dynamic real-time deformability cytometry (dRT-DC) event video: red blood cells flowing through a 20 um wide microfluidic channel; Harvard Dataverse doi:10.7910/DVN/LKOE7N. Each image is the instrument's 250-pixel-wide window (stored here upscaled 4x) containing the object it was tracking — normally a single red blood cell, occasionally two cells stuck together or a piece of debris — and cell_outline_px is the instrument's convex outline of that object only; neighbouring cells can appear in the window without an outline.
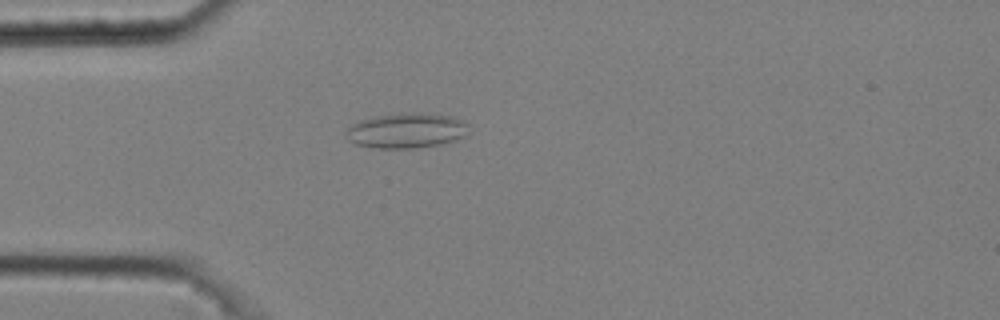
{"species": "common noctule bat (a hibernating species)", "species_latin": "Nyctalus noctula", "temperature_condition": "cold", "stored_images_in_passage": 1, "camera_frame_rate_fps": 3000, "um_per_image_px": 0.085, "animal": {"sex": "male", "body_mass_g": 20.4}, "frame": {"image": 1, "passage_image": 1, "time_ms": 0.0, "image_size_px": [1000, 320], "cell_outline_px": [[472, 124], [468, 136], [444, 144], [416, 148], [372, 148], [356, 144], [348, 140], [344, 136], [344, 132], [352, 124], [360, 120], [376, 116], [400, 112], [420, 112], [452, 116]], "centroid_in_image_um": [34.61, 11.09], "position_along_channel_um": 50.4, "area_um2": 25.95}}